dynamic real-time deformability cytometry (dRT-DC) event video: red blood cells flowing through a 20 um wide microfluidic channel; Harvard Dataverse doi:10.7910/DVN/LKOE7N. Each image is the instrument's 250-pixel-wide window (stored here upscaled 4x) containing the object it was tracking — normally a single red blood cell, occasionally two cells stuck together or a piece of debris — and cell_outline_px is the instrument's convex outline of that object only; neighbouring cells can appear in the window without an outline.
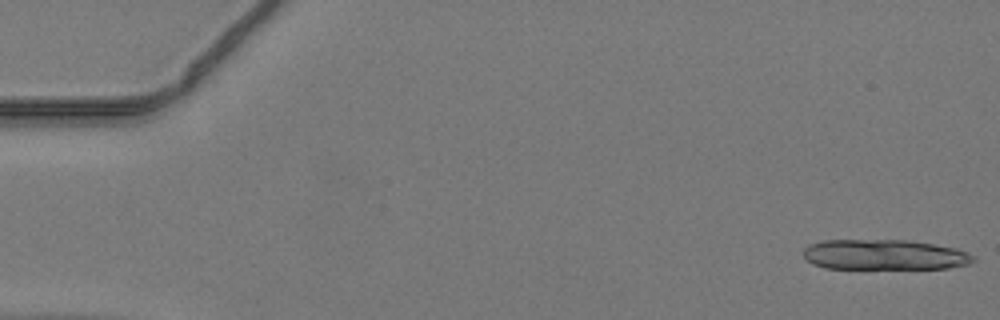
{"species": "common noctule bat (a hibernating species)", "species_latin": "Nyctalus noctula", "temperature_condition": "warm", "stored_images_in_passage": 13, "camera_frame_rate_fps": 3000, "um_per_image_px": 0.085, "animal": {"sex": "male", "body_mass_g": 19.2, "forearm_length_mm": 51.8}, "frame": {"image": 1, "passage_image": 1, "time_ms": 0.0, "image_size_px": [1000, 320], "cell_outline_px": [[976, 260], [968, 264], [948, 268], [824, 268], [812, 264], [804, 256], [804, 248], [808, 244], [824, 240], [908, 240], [956, 248], [968, 252]], "centroid_in_image_um": [75.16, 21.65], "position_along_channel_um": 9.8, "area_um2": 29.94}}